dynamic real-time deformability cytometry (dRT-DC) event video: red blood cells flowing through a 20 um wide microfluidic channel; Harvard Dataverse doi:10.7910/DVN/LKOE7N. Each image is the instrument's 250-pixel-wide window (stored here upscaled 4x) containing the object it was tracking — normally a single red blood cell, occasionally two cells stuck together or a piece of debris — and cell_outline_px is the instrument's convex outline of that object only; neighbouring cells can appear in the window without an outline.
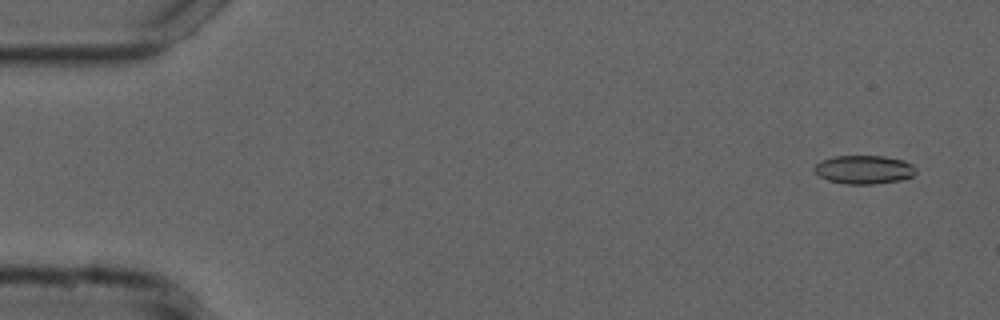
{"species": "common noctule bat (a hibernating species)", "species_latin": "Nyctalus noctula", "temperature_condition": "cold", "stored_images_in_passage": 22, "camera_frame_rate_fps": 3000, "um_per_image_px": 0.085, "animal": {"sex": "male", "forearm_length_mm": 52.5}, "frame": {"image": 1, "passage_image": 3, "time_ms": 0.667, "image_size_px": [1000, 320], "cell_outline_px": [[916, 172], [912, 176], [900, 180], [876, 184], [848, 184], [828, 180], [820, 176], [812, 168], [816, 164], [832, 156], [884, 156], [904, 160], [912, 164], [916, 168]], "centroid_in_image_um": [73.46, 14.41], "position_along_channel_um": 11.5, "area_um2": 16.88}}
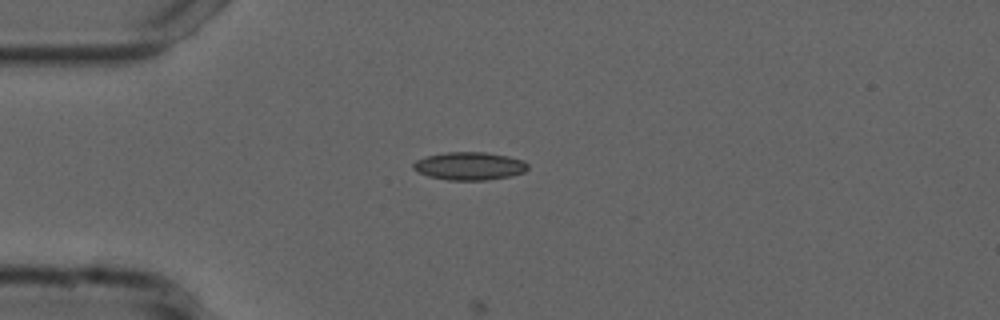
{"frame": {"image": 2, "passage_image": 14, "time_ms": 4.333, "image_size_px": [1000, 320], "cell_outline_px": [[528, 168], [524, 172], [508, 176], [488, 180], [448, 180], [428, 176], [412, 168], [412, 164], [416, 160], [424, 156], [444, 152], [484, 152], [508, 156], [524, 160], [528, 164]], "centroid_in_image_um": [39.89, 14.1], "position_along_channel_um": 45.1, "area_um2": 18.73}}
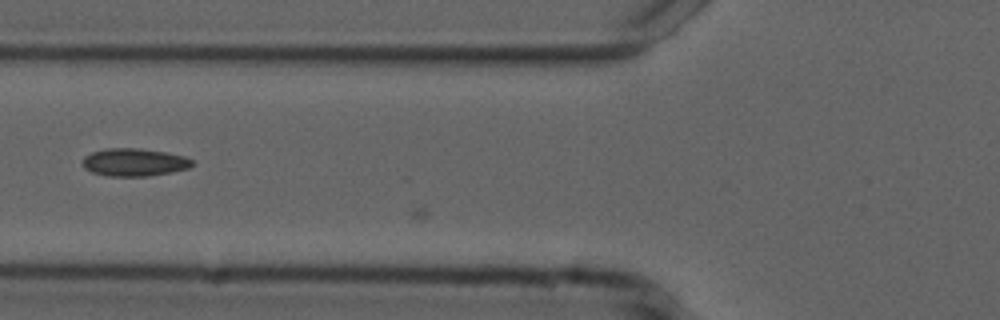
{"frame": {"image": 3, "passage_image": 21, "time_ms": 6.667, "image_size_px": [1000, 320], "cell_outline_px": [[196, 164], [188, 168], [172, 172], [148, 176], [108, 176], [92, 172], [84, 168], [80, 164], [84, 156], [92, 152], [108, 148], [140, 148], [164, 152], [184, 156], [192, 160]], "centroid_in_image_um": [11.39, 13.79], "position_along_channel_um": 114.4, "area_um2": 17.86}}